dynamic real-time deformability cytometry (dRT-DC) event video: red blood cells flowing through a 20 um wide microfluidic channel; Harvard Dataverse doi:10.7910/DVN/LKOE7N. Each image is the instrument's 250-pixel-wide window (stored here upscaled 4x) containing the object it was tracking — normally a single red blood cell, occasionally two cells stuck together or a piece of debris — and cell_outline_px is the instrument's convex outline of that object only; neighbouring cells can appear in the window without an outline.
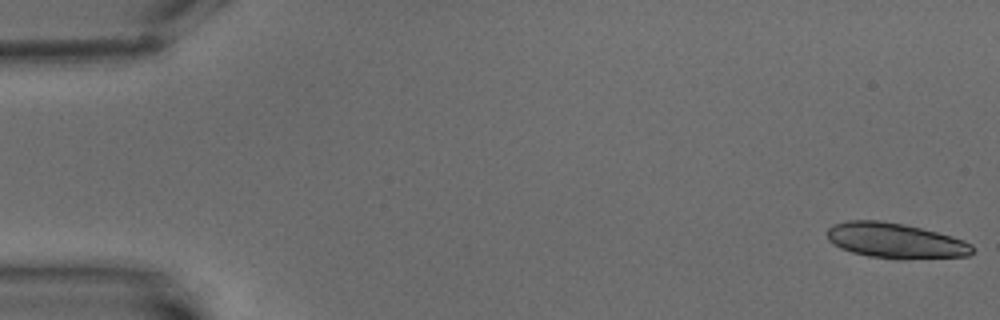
{"species": "common noctule bat (a hibernating species)", "species_latin": "Nyctalus noctula", "temperature_condition": "warm", "stored_images_in_passage": 6, "camera_frame_rate_fps": 3000, "um_per_image_px": 0.085, "animal": {"sex": "male", "body_mass_g": 15.6}, "frame": {"image": 1, "passage_image": 1, "time_ms": 0.0, "image_size_px": [1000, 320], "cell_outline_px": [[972, 252], [968, 256], [900, 260], [896, 260], [868, 256], [852, 252], [840, 248], [832, 244], [828, 240], [828, 228], [832, 224], [848, 220], [880, 220], [904, 224], [952, 236], [964, 240], [972, 244]], "centroid_in_image_um": [76.09, 20.46], "position_along_channel_um": 8.9, "area_um2": 30.11}}